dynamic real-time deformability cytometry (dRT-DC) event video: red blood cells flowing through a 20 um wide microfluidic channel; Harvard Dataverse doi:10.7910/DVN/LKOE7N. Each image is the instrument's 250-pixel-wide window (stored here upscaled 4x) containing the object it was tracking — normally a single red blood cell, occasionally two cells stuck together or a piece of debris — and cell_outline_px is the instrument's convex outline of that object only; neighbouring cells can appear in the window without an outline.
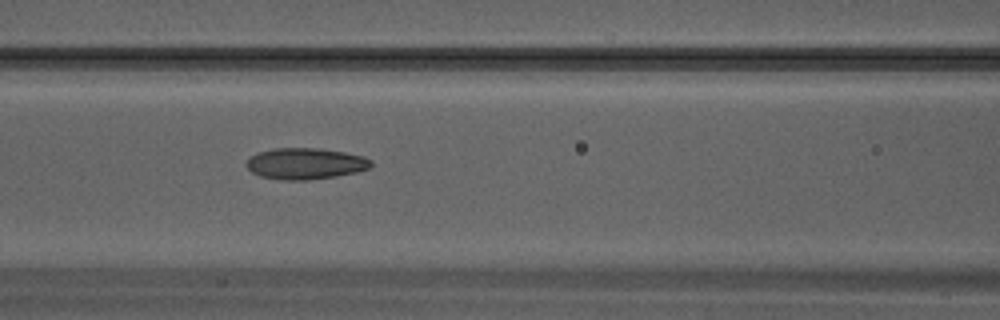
{"species": "Egyptian fruit bat (a non-hibernating species)", "species_latin": "Rousettus aegyptiacus", "temperature_condition": "warm", "stored_images_in_passage": 7, "camera_frame_rate_fps": 3000, "um_per_image_px": 0.085, "animal": {"sex": "male"}, "frame": {"image": 1, "passage_image": 7, "time_ms": 2.0, "image_size_px": [1000, 320], "cell_outline_px": [[372, 164], [368, 168], [356, 172], [336, 176], [308, 180], [288, 180], [260, 176], [252, 172], [244, 164], [252, 156], [260, 152], [276, 148], [320, 148], [344, 152], [364, 156], [372, 160]], "centroid_in_image_um": [25.98, 13.9], "position_along_channel_um": 140.6, "area_um2": 22.54}}